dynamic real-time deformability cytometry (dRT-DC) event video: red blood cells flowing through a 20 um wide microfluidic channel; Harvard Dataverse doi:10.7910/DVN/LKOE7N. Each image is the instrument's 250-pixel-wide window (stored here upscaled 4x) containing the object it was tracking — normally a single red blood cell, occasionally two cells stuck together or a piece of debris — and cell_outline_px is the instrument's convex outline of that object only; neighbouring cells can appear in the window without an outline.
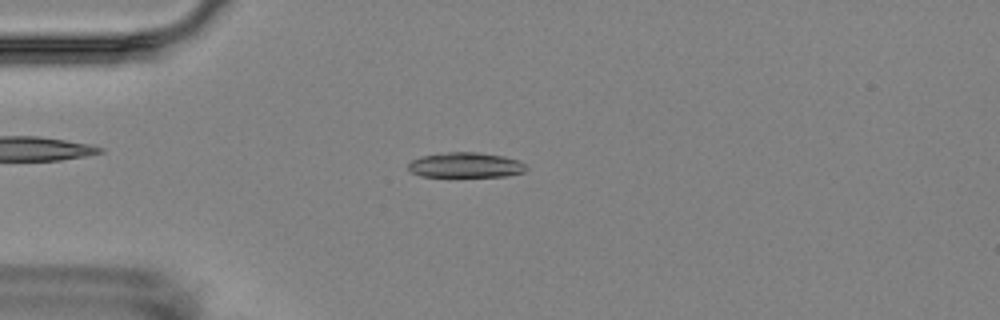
{"species": "Egyptian fruit bat (a non-hibernating species)", "species_latin": "Rousettus aegyptiacus", "temperature_condition": "room temperature", "stored_images_in_passage": 16, "camera_frame_rate_fps": 3000, "um_per_image_px": 0.085, "animal": {"sex": "female"}, "frame": {"image": 1, "passage_image": 4, "time_ms": 3.667, "image_size_px": [1000, 320], "cell_outline_px": [[528, 168], [524, 172], [504, 176], [420, 176], [412, 172], [408, 168], [408, 164], [412, 160], [420, 156], [448, 152], [476, 152], [504, 156], [520, 160]], "centroid_in_image_um": [39.59, 14.02], "position_along_channel_um": 45.4, "area_um2": 17.22}}
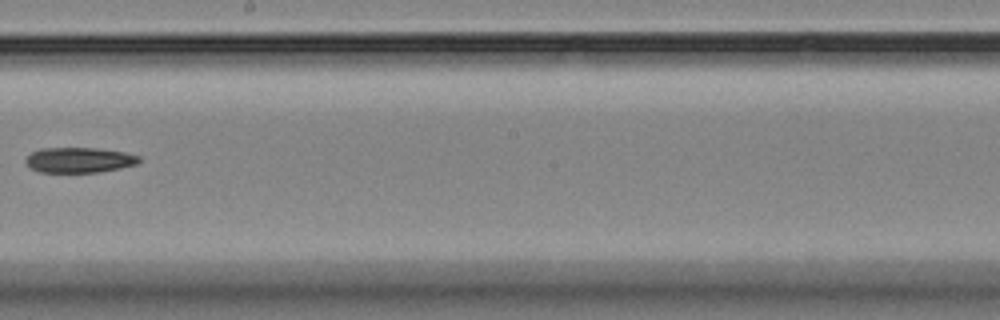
{"frame": {"image": 2, "passage_image": 9, "time_ms": 9.667, "image_size_px": [1000, 320], "cell_outline_px": [[140, 160], [136, 164], [120, 168], [96, 172], [40, 172], [32, 168], [24, 160], [32, 152], [40, 148], [96, 148], [124, 152], [140, 156]], "centroid_in_image_um": [6.73, 13.59], "position_along_channel_um": 241.5, "area_um2": 16.53}}
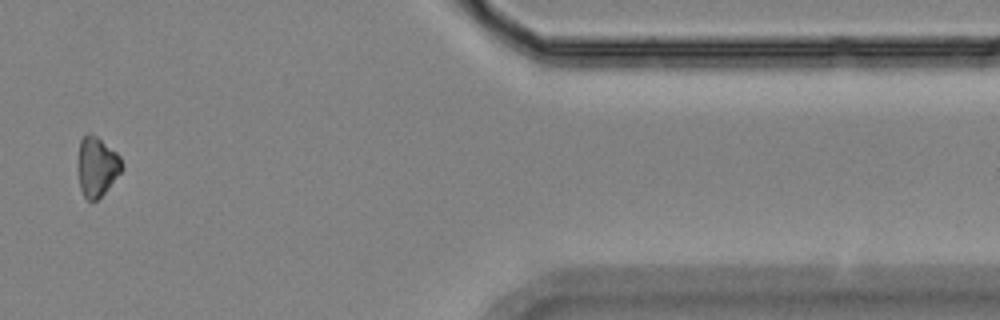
{"frame": {"image": 3, "passage_image": 14, "time_ms": 15.333, "image_size_px": [1000, 320], "cell_outline_px": [[124, 168], [108, 188], [96, 200], [88, 200], [84, 196], [80, 188], [76, 172], [76, 164], [80, 140], [84, 136], [96, 136], [116, 152], [120, 156], [124, 164]], "centroid_in_image_um": [8.21, 14.18], "position_along_channel_um": 403.2, "area_um2": 15.37}, "authors_computed_cell_mechanics": {"area_um2": 17.1666, "velocity_mm_per_s": 3.5614, "shape_relaxation_time_tau1_ms": 2.4943, "shape_relaxation_time_tau2_ms": null, "deformation_change_tau1": 0.1317, "deformation_change_tau2": null}}